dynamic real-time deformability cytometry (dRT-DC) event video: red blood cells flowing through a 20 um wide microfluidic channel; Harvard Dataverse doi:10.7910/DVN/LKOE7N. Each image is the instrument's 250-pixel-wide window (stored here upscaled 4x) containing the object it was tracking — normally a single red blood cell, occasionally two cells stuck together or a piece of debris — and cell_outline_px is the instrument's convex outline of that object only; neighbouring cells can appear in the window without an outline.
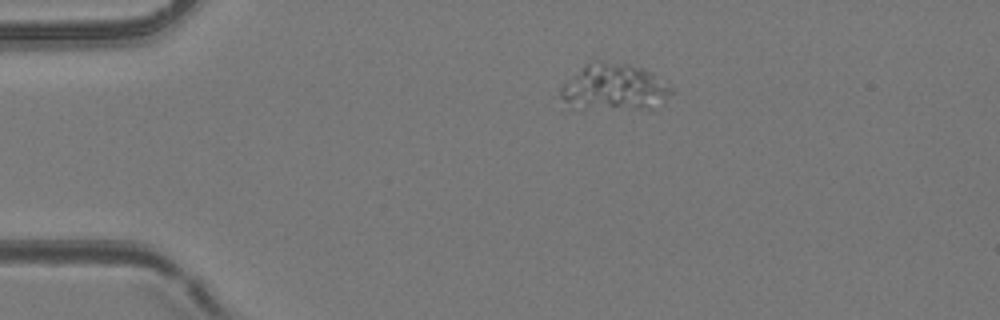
{"species": "common noctule bat (a hibernating species)", "species_latin": "Nyctalus noctula", "temperature_condition": "room temperature", "stored_images_in_passage": 43, "camera_frame_rate_fps": 3000, "um_per_image_px": 0.085, "animal": {"sex": "female", "body_mass_g": 24.6, "forearm_length_mm": 56.2}, "frame": {"image": 1, "passage_image": 1, "time_ms": 0.0, "image_size_px": [1000, 320], "cell_outline_px": [[676, 92], [648, 108], [640, 108], [588, 104], [564, 100], [560, 96], [560, 88], [584, 64], [628, 64], [644, 68], [652, 72], [672, 88]], "centroid_in_image_um": [52.32, 7.34], "position_along_channel_um": 32.7, "area_um2": 27.46}}
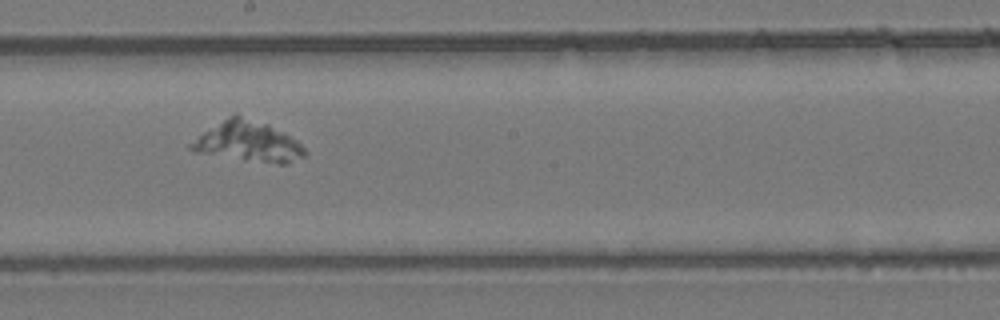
{"frame": {"image": 2, "passage_image": 20, "time_ms": 6.333, "image_size_px": [1000, 320], "cell_outline_px": [[308, 156], [288, 164], [280, 164], [196, 152], [188, 148], [188, 144], [204, 132], [236, 112], [268, 124], [284, 132], [296, 140], [308, 152]], "centroid_in_image_um": [21.15, 12.03], "position_along_channel_um": 227.0, "area_um2": 26.47}}
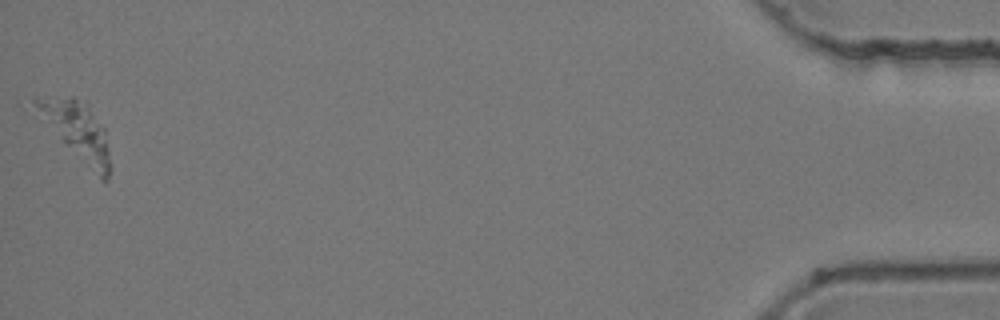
{"frame": {"image": 3, "passage_image": 43, "time_ms": 14.0, "image_size_px": [1000, 320], "cell_outline_px": [[112, 168], [108, 180], [100, 180], [64, 140], [32, 100], [36, 96], [72, 96], [88, 104], [104, 128]], "centroid_in_image_um": [6.69, 11.11], "position_along_channel_um": 428.5, "area_um2": 23.47}}